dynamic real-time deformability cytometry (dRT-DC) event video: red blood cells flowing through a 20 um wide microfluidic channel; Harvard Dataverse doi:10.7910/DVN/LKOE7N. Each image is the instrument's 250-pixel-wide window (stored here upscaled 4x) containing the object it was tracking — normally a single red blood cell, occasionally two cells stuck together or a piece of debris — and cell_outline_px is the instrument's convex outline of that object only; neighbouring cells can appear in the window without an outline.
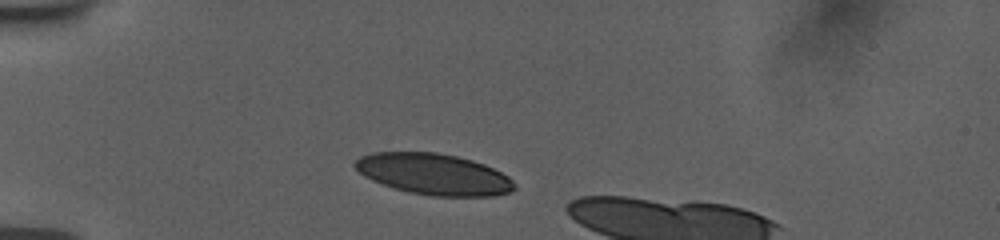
{"species": "human", "species_latin": "Homo sapiens", "temperature_condition": "room temperature", "stored_images_in_passage": 35, "camera_frame_rate_fps": 3000, "um_per_image_px": 0.085, "donor": {"sex": "female"}, "frame": {"image": 1, "passage_image": 1, "time_ms": 0.0, "image_size_px": [1000, 240], "cell_outline_px": [[516, 188], [512, 192], [492, 196], [432, 196], [408, 192], [392, 188], [372, 180], [364, 176], [352, 164], [360, 156], [372, 152], [436, 152], [456, 156], [472, 160], [484, 164], [508, 176], [516, 184]], "centroid_in_image_um": [36.87, 14.81], "position_along_channel_um": 48.1, "area_um2": 38.38}}
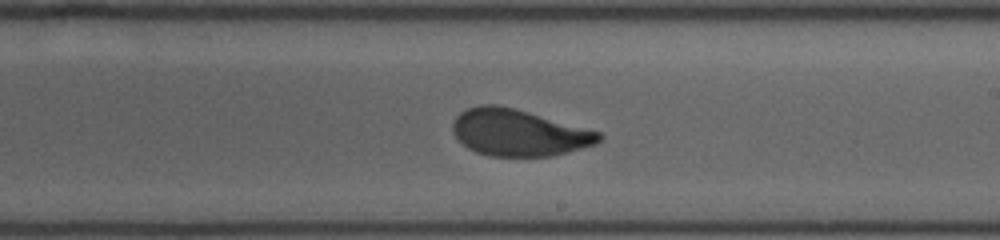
{"frame": {"image": 2, "passage_image": 19, "time_ms": 6.0, "image_size_px": [1000, 240], "cell_outline_px": [[604, 136], [596, 144], [568, 152], [552, 156], [488, 156], [476, 152], [468, 148], [452, 132], [452, 124], [456, 116], [460, 112], [468, 108], [480, 104], [496, 104], [516, 108], [600, 132]], "centroid_in_image_um": [44.08, 11.27], "position_along_channel_um": 244.9, "area_um2": 39.82}}
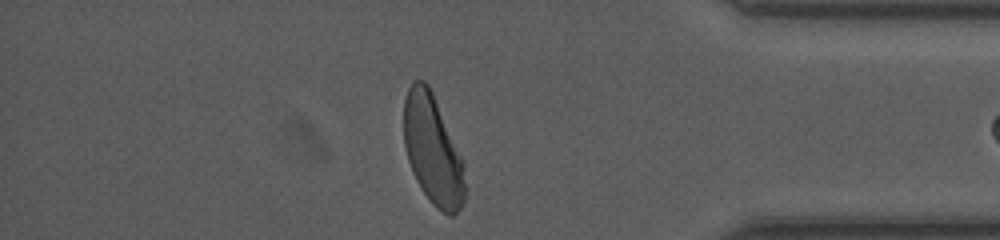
{"frame": {"image": 3, "passage_image": 33, "time_ms": 10.667, "image_size_px": [1000, 240], "cell_outline_px": [[464, 200], [460, 208], [452, 216], [448, 216], [436, 208], [428, 200], [420, 188], [412, 172], [408, 160], [404, 144], [404, 100], [408, 88], [412, 80], [424, 80], [428, 84], [432, 92], [464, 164]], "centroid_in_image_um": [36.75, 12.76], "position_along_channel_um": 398.4, "area_um2": 38.78}}